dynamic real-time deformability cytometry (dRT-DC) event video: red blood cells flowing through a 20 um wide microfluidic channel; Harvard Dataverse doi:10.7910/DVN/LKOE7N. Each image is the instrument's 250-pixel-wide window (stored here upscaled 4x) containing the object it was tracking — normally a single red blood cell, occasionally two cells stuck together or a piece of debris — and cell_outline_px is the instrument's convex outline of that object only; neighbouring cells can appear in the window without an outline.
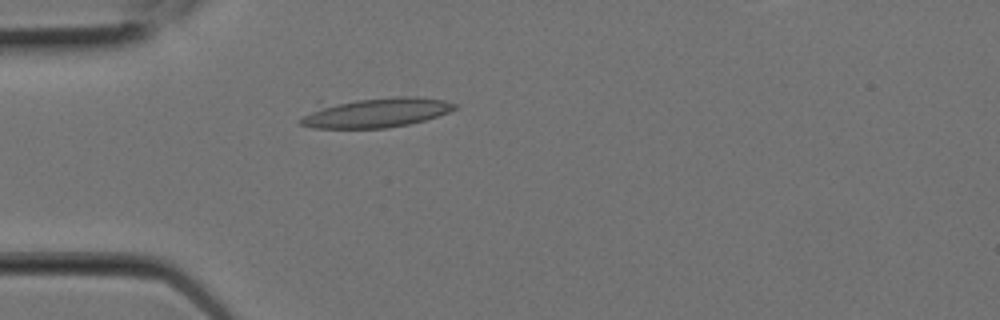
{"species": "Egyptian fruit bat (a non-hibernating species)", "species_latin": "Rousettus aegyptiacus", "temperature_condition": "room temperature", "stored_images_in_passage": 4, "camera_frame_rate_fps": 3000, "um_per_image_px": 0.085, "animal": {"sex": "female"}, "frame": {"image": 1, "passage_image": 4, "time_ms": 1.0, "image_size_px": [1000, 320], "cell_outline_px": [[460, 104], [456, 108], [448, 112], [424, 120], [408, 124], [384, 128], [312, 128], [300, 124], [296, 120], [320, 100], [396, 96], [412, 96], [444, 100]], "centroid_in_image_um": [31.75, 9.52], "position_along_channel_um": 53.2, "area_um2": 28.09}}